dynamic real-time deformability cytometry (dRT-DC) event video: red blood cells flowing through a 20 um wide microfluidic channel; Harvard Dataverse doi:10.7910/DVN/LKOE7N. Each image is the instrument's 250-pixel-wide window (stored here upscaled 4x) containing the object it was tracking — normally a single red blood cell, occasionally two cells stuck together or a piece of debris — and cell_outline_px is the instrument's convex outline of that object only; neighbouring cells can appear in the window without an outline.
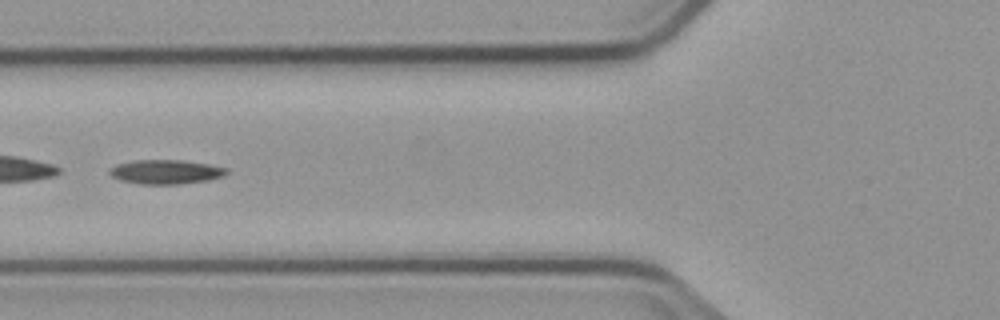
{"species": "common noctule bat (a hibernating species)", "species_latin": "Nyctalus noctula", "temperature_condition": "cold", "stored_images_in_passage": 5, "camera_frame_rate_fps": 3000, "um_per_image_px": 0.085, "animal": {"sex": "male", "body_mass_g": 23.1, "forearm_length_mm": 52.7}, "frame": {"image": 1, "passage_image": 5, "time_ms": 4.667, "image_size_px": [1000, 320], "cell_outline_px": [[228, 172], [224, 176], [208, 180], [180, 184], [140, 184], [120, 180], [112, 176], [108, 172], [108, 168], [116, 164], [132, 160], [184, 160], [208, 164], [228, 168]], "centroid_in_image_um": [14.07, 14.6], "position_along_channel_um": 111.7, "area_um2": 16.7}}